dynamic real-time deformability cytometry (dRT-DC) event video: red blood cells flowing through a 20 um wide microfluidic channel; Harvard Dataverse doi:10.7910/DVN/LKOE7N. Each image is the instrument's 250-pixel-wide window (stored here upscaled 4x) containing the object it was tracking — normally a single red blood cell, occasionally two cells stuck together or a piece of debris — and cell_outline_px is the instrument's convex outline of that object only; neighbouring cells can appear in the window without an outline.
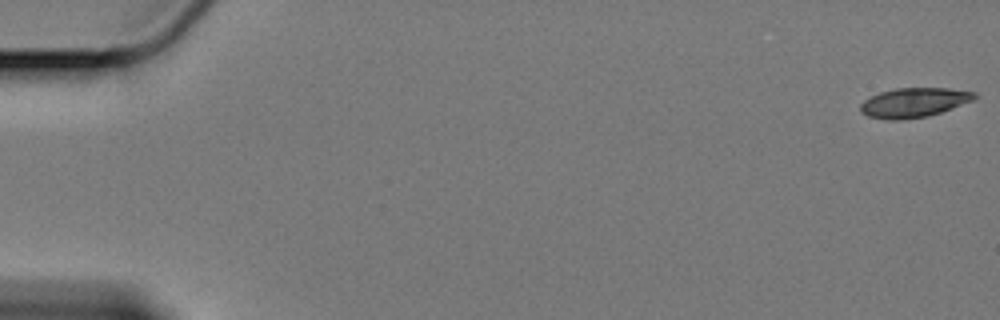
{"species": "Egyptian fruit bat (a non-hibernating species)", "species_latin": "Rousettus aegyptiacus", "temperature_condition": "cold", "stored_images_in_passage": 60, "camera_frame_rate_fps": 3000, "um_per_image_px": 0.085, "animal": {"sex": "female"}, "frame": {"image": 1, "passage_image": 1, "time_ms": 0.0, "image_size_px": [1000, 320], "cell_outline_px": [[976, 96], [972, 100], [940, 112], [928, 116], [900, 120], [888, 120], [868, 116], [860, 112], [860, 104], [864, 100], [880, 92], [896, 88], [948, 88], [976, 92]], "centroid_in_image_um": [77.64, 8.72], "position_along_channel_um": 7.4, "area_um2": 19.42}}
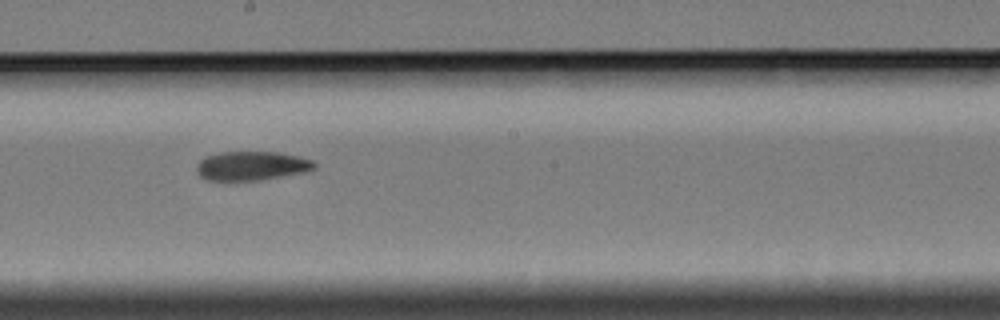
{"frame": {"image": 2, "passage_image": 34, "time_ms": 11.0, "image_size_px": [1000, 320], "cell_outline_px": [[316, 168], [300, 172], [260, 180], [208, 180], [200, 176], [196, 172], [196, 164], [204, 156], [220, 152], [276, 152], [300, 156], [312, 160], [316, 164]], "centroid_in_image_um": [21.34, 14.08], "position_along_channel_um": 226.9, "area_um2": 19.83}}
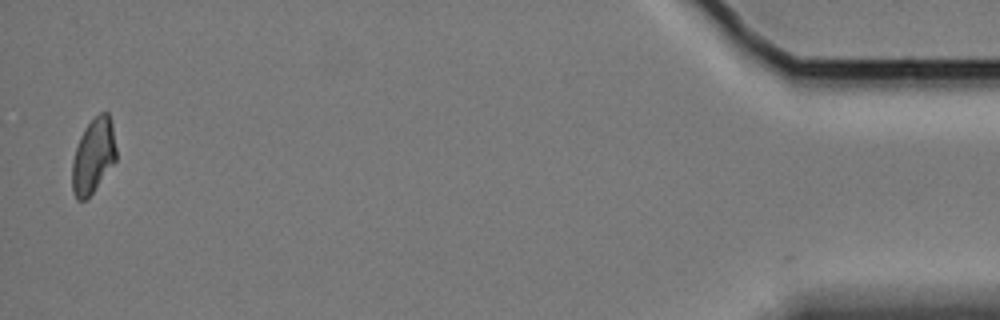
{"frame": {"image": 3, "passage_image": 59, "time_ms": 19.333, "image_size_px": [1000, 320], "cell_outline_px": [[116, 160], [92, 192], [84, 200], [76, 200], [72, 192], [72, 160], [80, 136], [84, 128], [100, 112], [108, 112], [112, 124], [116, 148]], "centroid_in_image_um": [7.92, 13.24], "position_along_channel_um": 427.3, "area_um2": 19.02}, "authors_computed_cell_mechanics": {"area_um2": 20.2011, "velocity_mm_per_s": 3.3896, "shape_relaxation_time_tau1_ms": 4.3351, "shape_relaxation_time_tau2_ms": 5.5467, "deformation_change_tau1": 0.1396, "deformation_change_tau2": 0.1125}}